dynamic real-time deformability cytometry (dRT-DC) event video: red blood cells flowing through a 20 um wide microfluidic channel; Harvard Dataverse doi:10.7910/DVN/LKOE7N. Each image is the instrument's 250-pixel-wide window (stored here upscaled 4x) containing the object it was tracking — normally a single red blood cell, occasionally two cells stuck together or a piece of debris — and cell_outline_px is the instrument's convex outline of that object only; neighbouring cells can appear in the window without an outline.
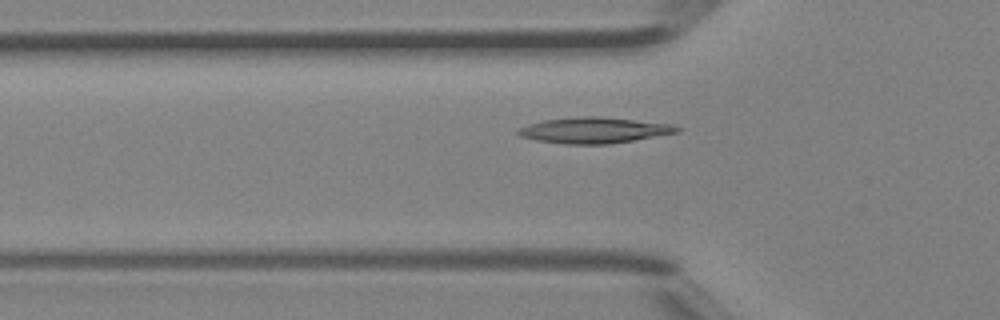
{"species": "Egyptian fruit bat (a non-hibernating species)", "species_latin": "Rousettus aegyptiacus", "temperature_condition": "room temperature", "stored_images_in_passage": 28, "camera_frame_rate_fps": 3000, "um_per_image_px": 0.085, "animal": {"sex": "female"}, "frame": {"image": 1, "passage_image": 2, "time_ms": 0.333, "image_size_px": [1000, 320], "cell_outline_px": [[680, 132], [608, 144], [564, 144], [536, 140], [520, 136], [516, 132], [516, 128], [528, 124], [544, 120], [576, 116], [600, 116], [676, 124], [680, 128]], "centroid_in_image_um": [50.49, 11.06], "position_along_channel_um": 75.3, "area_um2": 24.16}}
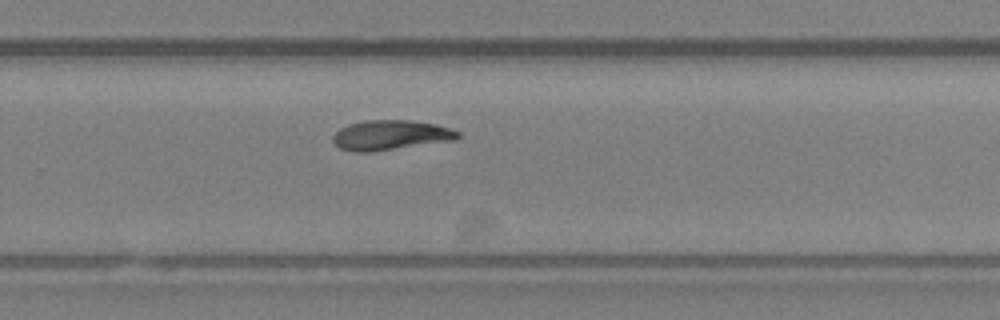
{"frame": {"image": 2, "passage_image": 17, "time_ms": 5.333, "image_size_px": [1000, 320], "cell_outline_px": [[460, 136], [456, 140], [372, 152], [352, 152], [340, 148], [332, 140], [332, 136], [340, 128], [348, 124], [364, 120], [408, 120], [436, 124], [460, 132]], "centroid_in_image_um": [33.19, 11.49], "position_along_channel_um": 296.6, "area_um2": 21.85}}
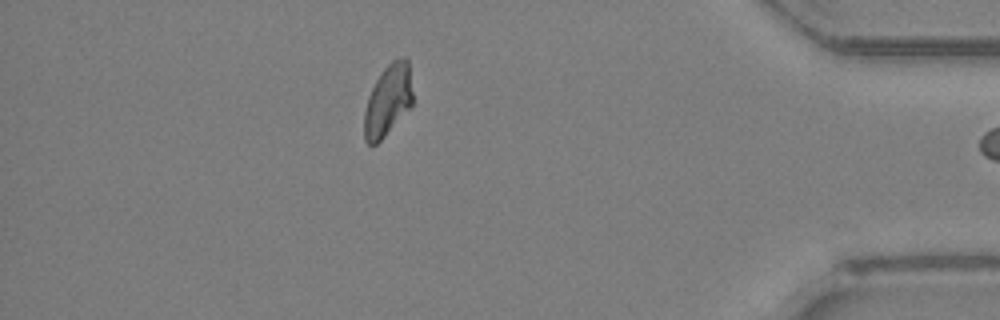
{"frame": {"image": 3, "passage_image": 27, "time_ms": 8.667, "image_size_px": [1000, 320], "cell_outline_px": [[412, 104], [384, 136], [376, 144], [368, 144], [364, 140], [364, 112], [368, 96], [376, 80], [384, 68], [392, 60], [404, 56], [408, 60], [412, 92]], "centroid_in_image_um": [32.95, 8.51], "position_along_channel_um": 402.2, "area_um2": 19.83}}